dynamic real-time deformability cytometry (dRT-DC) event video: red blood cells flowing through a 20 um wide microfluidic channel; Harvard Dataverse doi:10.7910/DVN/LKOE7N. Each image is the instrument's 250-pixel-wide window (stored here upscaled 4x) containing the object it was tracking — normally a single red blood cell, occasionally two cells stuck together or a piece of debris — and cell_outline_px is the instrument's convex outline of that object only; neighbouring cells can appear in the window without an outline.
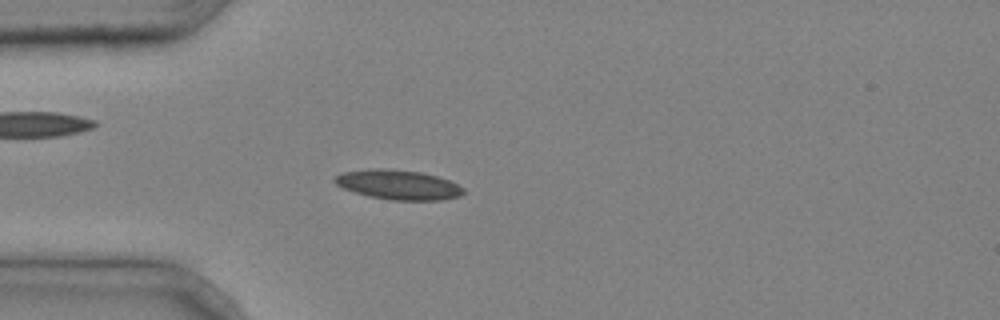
{"species": "common noctule bat (a hibernating species)", "species_latin": "Nyctalus noctula", "temperature_condition": "cold", "stored_images_in_passage": 2, "camera_frame_rate_fps": 3000, "um_per_image_px": 0.085, "animal": {"sex": "male", "body_mass_g": 20.4}, "frame": {"image": 1, "passage_image": 2, "time_ms": 0.333, "image_size_px": [1000, 320], "cell_outline_px": [[468, 192], [460, 196], [440, 200], [388, 200], [368, 196], [344, 188], [336, 184], [332, 180], [336, 176], [344, 172], [376, 168], [380, 168], [420, 172], [436, 176], [448, 180], [464, 188]], "centroid_in_image_um": [33.88, 15.71], "position_along_channel_um": 51.1, "area_um2": 22.08}}